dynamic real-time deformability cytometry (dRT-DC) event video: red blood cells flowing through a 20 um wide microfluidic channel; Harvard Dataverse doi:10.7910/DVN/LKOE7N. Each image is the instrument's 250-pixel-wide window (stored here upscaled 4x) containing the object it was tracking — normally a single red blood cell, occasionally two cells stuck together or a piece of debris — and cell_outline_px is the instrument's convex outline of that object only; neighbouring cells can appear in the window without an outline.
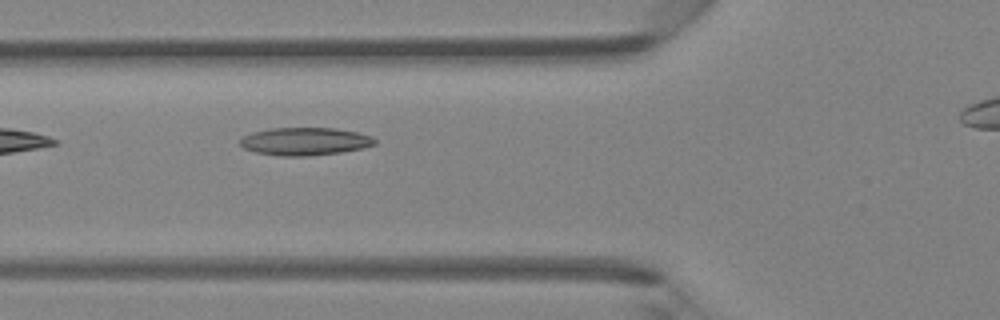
{"species": "Egyptian fruit bat (a non-hibernating species)", "species_latin": "Rousettus aegyptiacus", "temperature_condition": "room temperature", "stored_images_in_passage": 6, "camera_frame_rate_fps": 3000, "um_per_image_px": 0.085, "animal": {"sex": "female"}, "frame": {"image": 1, "passage_image": 5, "time_ms": 4.667, "image_size_px": [1000, 320], "cell_outline_px": [[376, 144], [360, 148], [340, 152], [308, 156], [280, 156], [256, 152], [244, 148], [240, 144], [240, 136], [252, 132], [272, 128], [336, 128], [356, 132], [372, 136], [376, 140]], "centroid_in_image_um": [25.88, 12.01], "position_along_channel_um": 99.9, "area_um2": 21.79}}